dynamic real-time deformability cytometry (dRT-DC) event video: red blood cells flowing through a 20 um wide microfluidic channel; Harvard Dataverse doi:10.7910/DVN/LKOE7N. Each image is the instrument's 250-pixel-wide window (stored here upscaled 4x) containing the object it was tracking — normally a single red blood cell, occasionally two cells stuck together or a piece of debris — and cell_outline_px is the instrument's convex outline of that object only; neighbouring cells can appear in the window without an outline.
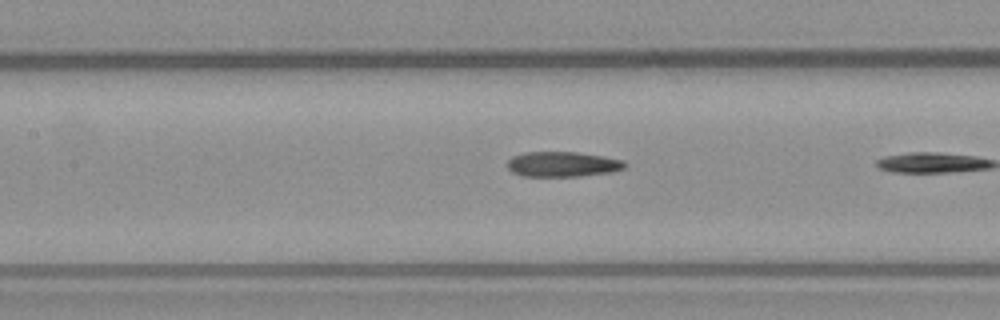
{"species": "common noctule bat (a hibernating species)", "species_latin": "Nyctalus noctula", "temperature_condition": "warm", "stored_images_in_passage": 9, "camera_frame_rate_fps": 3000, "um_per_image_px": 0.085, "animal": {"sex": "male", "body_mass_g": 23.1, "forearm_length_mm": 52.7}, "frame": {"image": 1, "passage_image": 8, "time_ms": 2.333, "image_size_px": [1000, 320], "cell_outline_px": [[628, 164], [624, 168], [612, 172], [580, 176], [520, 176], [512, 172], [508, 168], [508, 160], [512, 156], [524, 152], [576, 152], [604, 156], [624, 160]], "centroid_in_image_um": [47.83, 13.96], "position_along_channel_um": 159.6, "area_um2": 17.34}}